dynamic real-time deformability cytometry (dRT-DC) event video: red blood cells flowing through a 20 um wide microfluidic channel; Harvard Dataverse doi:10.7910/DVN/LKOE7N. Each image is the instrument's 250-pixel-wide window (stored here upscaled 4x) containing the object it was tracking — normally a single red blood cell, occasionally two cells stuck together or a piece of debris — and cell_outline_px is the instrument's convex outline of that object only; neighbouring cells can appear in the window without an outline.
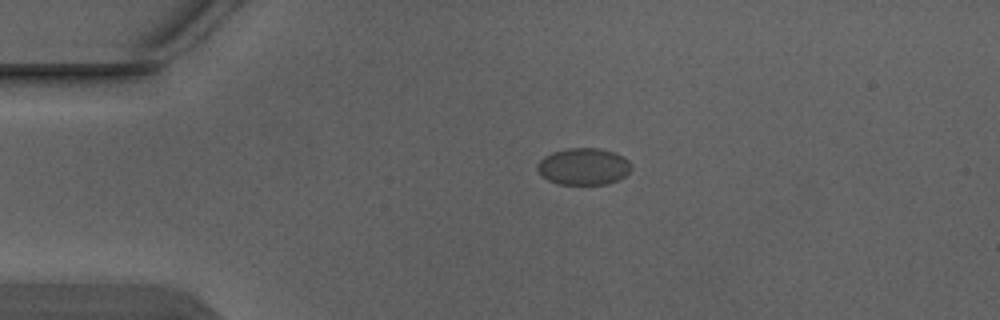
{"species": "Egyptian fruit bat (a non-hibernating species)", "species_latin": "Rousettus aegyptiacus", "temperature_condition": "warm", "stored_images_in_passage": 3, "camera_frame_rate_fps": 3000, "um_per_image_px": 0.085, "animal": {"sex": "male"}, "frame": {"image": 1, "passage_image": 2, "time_ms": 0.333, "image_size_px": [1000, 320], "cell_outline_px": [[632, 168], [624, 176], [608, 184], [560, 184], [548, 180], [540, 176], [536, 168], [536, 164], [544, 156], [552, 152], [568, 148], [600, 148], [616, 152], [624, 156], [632, 164]], "centroid_in_image_um": [49.59, 14.14], "position_along_channel_um": 35.4, "area_um2": 20.4}}